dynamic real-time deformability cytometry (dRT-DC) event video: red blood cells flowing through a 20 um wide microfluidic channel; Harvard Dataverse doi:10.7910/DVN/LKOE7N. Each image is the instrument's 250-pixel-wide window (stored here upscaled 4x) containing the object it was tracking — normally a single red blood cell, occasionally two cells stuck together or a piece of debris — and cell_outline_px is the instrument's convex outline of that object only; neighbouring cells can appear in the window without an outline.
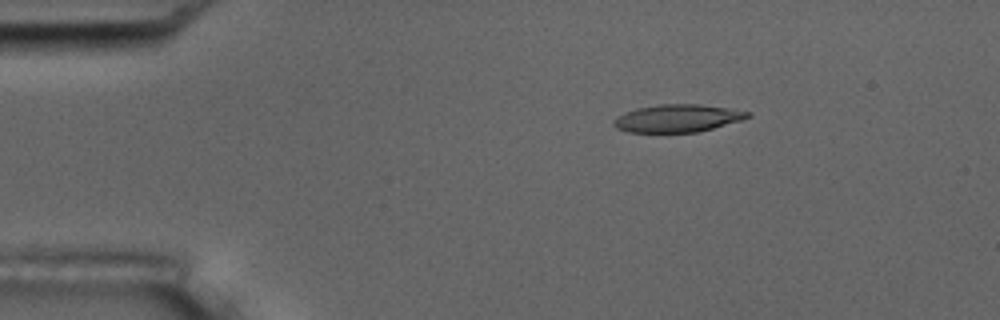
{"species": "common noctule bat (a hibernating species)", "species_latin": "Nyctalus noctula", "temperature_condition": "room temperature", "stored_images_in_passage": 5, "camera_frame_rate_fps": 3000, "um_per_image_px": 0.085, "animal": {"sex": "male", "body_mass_g": 17.5, "forearm_length_mm": 52.3}, "frame": {"image": 1, "passage_image": 3, "time_ms": 2.667, "image_size_px": [1000, 320], "cell_outline_px": [[752, 116], [740, 120], [712, 128], [696, 132], [628, 132], [616, 128], [612, 124], [612, 120], [616, 116], [624, 112], [636, 108], [660, 104], [700, 104], [728, 108], [752, 112]], "centroid_in_image_um": [57.54, 10.04], "position_along_channel_um": 27.5, "area_um2": 21.62}}